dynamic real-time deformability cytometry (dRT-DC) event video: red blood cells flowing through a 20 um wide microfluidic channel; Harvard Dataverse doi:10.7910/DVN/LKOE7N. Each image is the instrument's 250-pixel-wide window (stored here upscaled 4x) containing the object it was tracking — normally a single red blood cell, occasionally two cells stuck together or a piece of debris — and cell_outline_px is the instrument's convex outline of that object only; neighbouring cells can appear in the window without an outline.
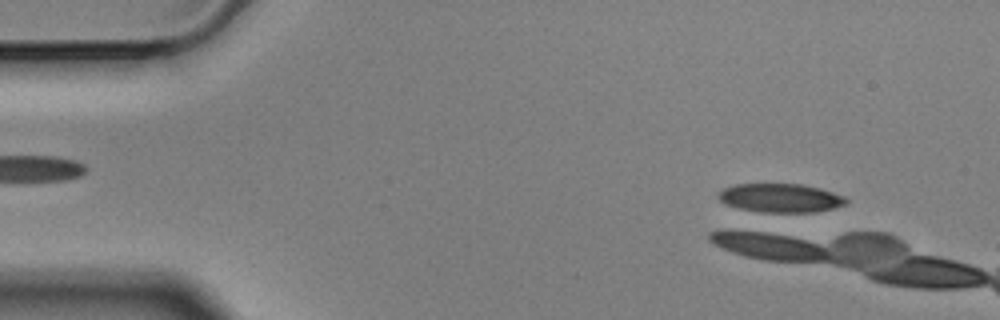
{"species": "Egyptian fruit bat (a non-hibernating species)", "species_latin": "Rousettus aegyptiacus", "temperature_condition": "cold", "stored_images_in_passage": 5, "camera_frame_rate_fps": 3000, "um_per_image_px": 0.085, "animal": {"sex": "male"}, "frame": {"image": 1, "passage_image": 5, "time_ms": 1.333, "image_size_px": [1000, 320], "cell_outline_px": [[848, 200], [844, 204], [832, 208], [816, 212], [768, 216], [724, 204], [716, 196], [724, 188], [736, 184], [800, 184], [820, 188], [844, 196]], "centroid_in_image_um": [66.3, 16.88], "position_along_channel_um": 18.7, "area_um2": 22.31}}